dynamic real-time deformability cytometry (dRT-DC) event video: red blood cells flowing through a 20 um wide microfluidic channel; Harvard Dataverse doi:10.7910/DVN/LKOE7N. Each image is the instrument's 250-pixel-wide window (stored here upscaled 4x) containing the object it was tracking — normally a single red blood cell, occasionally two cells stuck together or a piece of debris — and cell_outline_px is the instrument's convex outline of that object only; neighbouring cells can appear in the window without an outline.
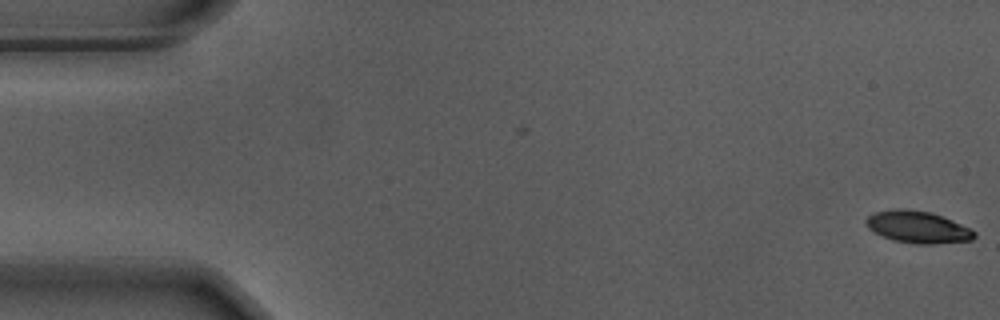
{"species": "Egyptian fruit bat (a non-hibernating species)", "species_latin": "Rousettus aegyptiacus", "temperature_condition": "warm", "stored_images_in_passage": 3, "camera_frame_rate_fps": 3000, "um_per_image_px": 0.085, "animal": {"sex": "male"}, "frame": {"image": 1, "passage_image": 3, "time_ms": 0.667, "image_size_px": [1000, 320], "cell_outline_px": [[976, 236], [972, 240], [932, 244], [916, 244], [892, 240], [868, 228], [864, 220], [868, 216], [876, 212], [896, 208], [904, 208], [932, 212], [952, 220], [976, 232]], "centroid_in_image_um": [78.0, 19.29], "position_along_channel_um": 7.0, "area_um2": 20.11}}